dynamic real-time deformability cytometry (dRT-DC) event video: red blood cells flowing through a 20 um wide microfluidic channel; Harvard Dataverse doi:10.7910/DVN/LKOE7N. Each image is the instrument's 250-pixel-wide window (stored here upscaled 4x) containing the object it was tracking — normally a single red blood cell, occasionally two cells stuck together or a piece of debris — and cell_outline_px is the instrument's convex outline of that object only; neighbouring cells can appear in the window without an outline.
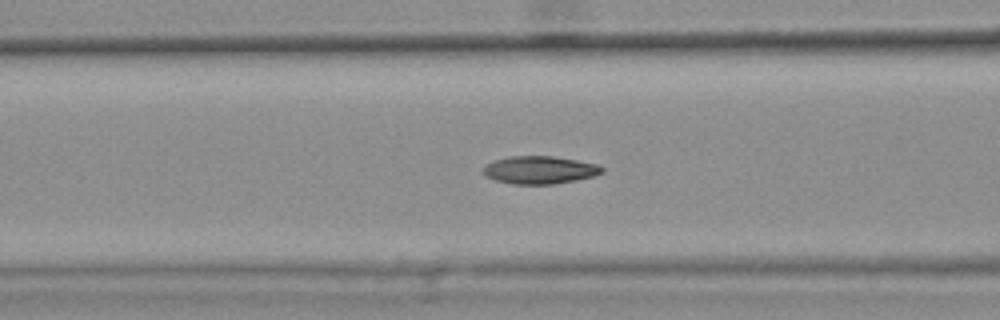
{"species": "common noctule bat (a hibernating species)", "species_latin": "Nyctalus noctula", "temperature_condition": "warm", "stored_images_in_passage": 43, "camera_frame_rate_fps": 3000, "um_per_image_px": 0.085, "animal": {"sex": "female", "body_mass_g": 25.1}, "frame": {"image": 1, "passage_image": 19, "time_ms": 6.0, "image_size_px": [1000, 320], "cell_outline_px": [[604, 172], [592, 176], [576, 180], [552, 184], [512, 184], [496, 180], [484, 176], [480, 172], [484, 164], [508, 156], [552, 156], [576, 160], [596, 164], [604, 168]], "centroid_in_image_um": [45.81, 14.44], "position_along_channel_um": 120.8, "area_um2": 19.31}, "authors_computed_cell_mechanics": {"area_um2": 19.1318, "velocity_mm_per_s": 3.8175, "shape_relaxation_time_tau1_ms": 5.2096, "shape_relaxation_time_tau2_ms": 2.5152, "deformation_change_tau1": 0.1663, "deformation_change_tau2": 0.0791}}